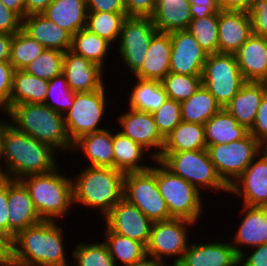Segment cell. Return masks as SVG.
<instances>
[{
	"mask_svg": "<svg viewBox=\"0 0 267 266\" xmlns=\"http://www.w3.org/2000/svg\"><path fill=\"white\" fill-rule=\"evenodd\" d=\"M57 155L50 145L10 124L3 139L0 177L21 180L25 176L47 173L59 165Z\"/></svg>",
	"mask_w": 267,
	"mask_h": 266,
	"instance_id": "cell-1",
	"label": "cell"
},
{
	"mask_svg": "<svg viewBox=\"0 0 267 266\" xmlns=\"http://www.w3.org/2000/svg\"><path fill=\"white\" fill-rule=\"evenodd\" d=\"M60 224L42 220L19 231L13 238L14 259L21 266H69L65 230Z\"/></svg>",
	"mask_w": 267,
	"mask_h": 266,
	"instance_id": "cell-2",
	"label": "cell"
},
{
	"mask_svg": "<svg viewBox=\"0 0 267 266\" xmlns=\"http://www.w3.org/2000/svg\"><path fill=\"white\" fill-rule=\"evenodd\" d=\"M86 167L72 176L73 203L101 212L104 217L123 198V171L110 167Z\"/></svg>",
	"mask_w": 267,
	"mask_h": 266,
	"instance_id": "cell-3",
	"label": "cell"
},
{
	"mask_svg": "<svg viewBox=\"0 0 267 266\" xmlns=\"http://www.w3.org/2000/svg\"><path fill=\"white\" fill-rule=\"evenodd\" d=\"M18 131L25 133L53 149L71 151L73 143L68 137L64 115L44 103H23L2 111Z\"/></svg>",
	"mask_w": 267,
	"mask_h": 266,
	"instance_id": "cell-4",
	"label": "cell"
},
{
	"mask_svg": "<svg viewBox=\"0 0 267 266\" xmlns=\"http://www.w3.org/2000/svg\"><path fill=\"white\" fill-rule=\"evenodd\" d=\"M58 165L47 173L29 175L20 181L30 193L35 210L42 220L59 221L68 216L73 203L72 176L63 174ZM71 178V179H70Z\"/></svg>",
	"mask_w": 267,
	"mask_h": 266,
	"instance_id": "cell-5",
	"label": "cell"
},
{
	"mask_svg": "<svg viewBox=\"0 0 267 266\" xmlns=\"http://www.w3.org/2000/svg\"><path fill=\"white\" fill-rule=\"evenodd\" d=\"M159 160L173 174L192 184L200 193L209 190L229 193V187L218 175L207 149L161 152ZM202 190V191H201Z\"/></svg>",
	"mask_w": 267,
	"mask_h": 266,
	"instance_id": "cell-6",
	"label": "cell"
},
{
	"mask_svg": "<svg viewBox=\"0 0 267 266\" xmlns=\"http://www.w3.org/2000/svg\"><path fill=\"white\" fill-rule=\"evenodd\" d=\"M156 181L159 192L166 201L171 218H182L198 223L204 215L203 194L180 176L173 174L159 160ZM204 202V203H203Z\"/></svg>",
	"mask_w": 267,
	"mask_h": 266,
	"instance_id": "cell-7",
	"label": "cell"
},
{
	"mask_svg": "<svg viewBox=\"0 0 267 266\" xmlns=\"http://www.w3.org/2000/svg\"><path fill=\"white\" fill-rule=\"evenodd\" d=\"M106 84L99 90L75 93L74 104L64 114L68 137L73 143L81 136L106 129L101 125L107 109ZM102 126V127H101Z\"/></svg>",
	"mask_w": 267,
	"mask_h": 266,
	"instance_id": "cell-8",
	"label": "cell"
},
{
	"mask_svg": "<svg viewBox=\"0 0 267 266\" xmlns=\"http://www.w3.org/2000/svg\"><path fill=\"white\" fill-rule=\"evenodd\" d=\"M246 83L235 54L213 53L207 55L202 72V85L224 108Z\"/></svg>",
	"mask_w": 267,
	"mask_h": 266,
	"instance_id": "cell-9",
	"label": "cell"
},
{
	"mask_svg": "<svg viewBox=\"0 0 267 266\" xmlns=\"http://www.w3.org/2000/svg\"><path fill=\"white\" fill-rule=\"evenodd\" d=\"M123 198L139 208L152 222L171 219L156 181V164L145 171L124 175Z\"/></svg>",
	"mask_w": 267,
	"mask_h": 266,
	"instance_id": "cell-10",
	"label": "cell"
},
{
	"mask_svg": "<svg viewBox=\"0 0 267 266\" xmlns=\"http://www.w3.org/2000/svg\"><path fill=\"white\" fill-rule=\"evenodd\" d=\"M264 147L248 133L244 138L230 144H216L207 147L211 162L223 180L230 187L252 163Z\"/></svg>",
	"mask_w": 267,
	"mask_h": 266,
	"instance_id": "cell-11",
	"label": "cell"
},
{
	"mask_svg": "<svg viewBox=\"0 0 267 266\" xmlns=\"http://www.w3.org/2000/svg\"><path fill=\"white\" fill-rule=\"evenodd\" d=\"M196 224L182 218L153 222L146 254L166 263H178L191 242L189 229Z\"/></svg>",
	"mask_w": 267,
	"mask_h": 266,
	"instance_id": "cell-12",
	"label": "cell"
},
{
	"mask_svg": "<svg viewBox=\"0 0 267 266\" xmlns=\"http://www.w3.org/2000/svg\"><path fill=\"white\" fill-rule=\"evenodd\" d=\"M156 32L151 17L127 16L124 20L116 51L131 77L143 65L150 40Z\"/></svg>",
	"mask_w": 267,
	"mask_h": 266,
	"instance_id": "cell-13",
	"label": "cell"
},
{
	"mask_svg": "<svg viewBox=\"0 0 267 266\" xmlns=\"http://www.w3.org/2000/svg\"><path fill=\"white\" fill-rule=\"evenodd\" d=\"M117 116L119 132L140 144L144 149L150 150L149 160L155 161L160 157L165 139L159 133L153 114L126 108ZM121 128V130H120Z\"/></svg>",
	"mask_w": 267,
	"mask_h": 266,
	"instance_id": "cell-14",
	"label": "cell"
},
{
	"mask_svg": "<svg viewBox=\"0 0 267 266\" xmlns=\"http://www.w3.org/2000/svg\"><path fill=\"white\" fill-rule=\"evenodd\" d=\"M102 219L104 227L110 231L148 245L153 222L125 198L116 203Z\"/></svg>",
	"mask_w": 267,
	"mask_h": 266,
	"instance_id": "cell-15",
	"label": "cell"
},
{
	"mask_svg": "<svg viewBox=\"0 0 267 266\" xmlns=\"http://www.w3.org/2000/svg\"><path fill=\"white\" fill-rule=\"evenodd\" d=\"M229 194L247 206L267 207V148L254 158L242 175L229 187ZM239 197V198H238Z\"/></svg>",
	"mask_w": 267,
	"mask_h": 266,
	"instance_id": "cell-16",
	"label": "cell"
},
{
	"mask_svg": "<svg viewBox=\"0 0 267 266\" xmlns=\"http://www.w3.org/2000/svg\"><path fill=\"white\" fill-rule=\"evenodd\" d=\"M172 42L170 72L202 75L207 53L188 30L170 32Z\"/></svg>",
	"mask_w": 267,
	"mask_h": 266,
	"instance_id": "cell-17",
	"label": "cell"
},
{
	"mask_svg": "<svg viewBox=\"0 0 267 266\" xmlns=\"http://www.w3.org/2000/svg\"><path fill=\"white\" fill-rule=\"evenodd\" d=\"M241 209L239 212L243 218L234 230L235 234L230 241L238 256L247 252L245 250L247 248L250 249L267 243V207L242 204Z\"/></svg>",
	"mask_w": 267,
	"mask_h": 266,
	"instance_id": "cell-18",
	"label": "cell"
},
{
	"mask_svg": "<svg viewBox=\"0 0 267 266\" xmlns=\"http://www.w3.org/2000/svg\"><path fill=\"white\" fill-rule=\"evenodd\" d=\"M104 72L98 64L75 54L71 50L64 53L63 74L68 86L75 93L101 89L106 83V79L103 81Z\"/></svg>",
	"mask_w": 267,
	"mask_h": 266,
	"instance_id": "cell-19",
	"label": "cell"
},
{
	"mask_svg": "<svg viewBox=\"0 0 267 266\" xmlns=\"http://www.w3.org/2000/svg\"><path fill=\"white\" fill-rule=\"evenodd\" d=\"M190 242L178 262L181 266H239V256L231 242Z\"/></svg>",
	"mask_w": 267,
	"mask_h": 266,
	"instance_id": "cell-20",
	"label": "cell"
},
{
	"mask_svg": "<svg viewBox=\"0 0 267 266\" xmlns=\"http://www.w3.org/2000/svg\"><path fill=\"white\" fill-rule=\"evenodd\" d=\"M8 224L13 238L21 230L42 221L30 193L20 180L8 178Z\"/></svg>",
	"mask_w": 267,
	"mask_h": 266,
	"instance_id": "cell-21",
	"label": "cell"
},
{
	"mask_svg": "<svg viewBox=\"0 0 267 266\" xmlns=\"http://www.w3.org/2000/svg\"><path fill=\"white\" fill-rule=\"evenodd\" d=\"M252 35L250 17L244 11L218 12V52L235 54Z\"/></svg>",
	"mask_w": 267,
	"mask_h": 266,
	"instance_id": "cell-22",
	"label": "cell"
},
{
	"mask_svg": "<svg viewBox=\"0 0 267 266\" xmlns=\"http://www.w3.org/2000/svg\"><path fill=\"white\" fill-rule=\"evenodd\" d=\"M246 82L267 83V38L252 34L235 53Z\"/></svg>",
	"mask_w": 267,
	"mask_h": 266,
	"instance_id": "cell-23",
	"label": "cell"
},
{
	"mask_svg": "<svg viewBox=\"0 0 267 266\" xmlns=\"http://www.w3.org/2000/svg\"><path fill=\"white\" fill-rule=\"evenodd\" d=\"M22 30L45 49L65 53L71 49L72 35L42 14H30L22 19Z\"/></svg>",
	"mask_w": 267,
	"mask_h": 266,
	"instance_id": "cell-24",
	"label": "cell"
},
{
	"mask_svg": "<svg viewBox=\"0 0 267 266\" xmlns=\"http://www.w3.org/2000/svg\"><path fill=\"white\" fill-rule=\"evenodd\" d=\"M171 50L170 33L157 31L150 40L143 65L133 77L161 81L170 72Z\"/></svg>",
	"mask_w": 267,
	"mask_h": 266,
	"instance_id": "cell-25",
	"label": "cell"
},
{
	"mask_svg": "<svg viewBox=\"0 0 267 266\" xmlns=\"http://www.w3.org/2000/svg\"><path fill=\"white\" fill-rule=\"evenodd\" d=\"M71 151L86 157L87 166L114 168L113 131L108 128L81 136L73 142Z\"/></svg>",
	"mask_w": 267,
	"mask_h": 266,
	"instance_id": "cell-26",
	"label": "cell"
},
{
	"mask_svg": "<svg viewBox=\"0 0 267 266\" xmlns=\"http://www.w3.org/2000/svg\"><path fill=\"white\" fill-rule=\"evenodd\" d=\"M266 93L267 83L246 82L224 108L239 124L250 130Z\"/></svg>",
	"mask_w": 267,
	"mask_h": 266,
	"instance_id": "cell-27",
	"label": "cell"
},
{
	"mask_svg": "<svg viewBox=\"0 0 267 266\" xmlns=\"http://www.w3.org/2000/svg\"><path fill=\"white\" fill-rule=\"evenodd\" d=\"M86 0H53L41 13L72 36L86 28Z\"/></svg>",
	"mask_w": 267,
	"mask_h": 266,
	"instance_id": "cell-28",
	"label": "cell"
},
{
	"mask_svg": "<svg viewBox=\"0 0 267 266\" xmlns=\"http://www.w3.org/2000/svg\"><path fill=\"white\" fill-rule=\"evenodd\" d=\"M157 31L170 33L187 30L192 18L189 0H156L151 16Z\"/></svg>",
	"mask_w": 267,
	"mask_h": 266,
	"instance_id": "cell-29",
	"label": "cell"
},
{
	"mask_svg": "<svg viewBox=\"0 0 267 266\" xmlns=\"http://www.w3.org/2000/svg\"><path fill=\"white\" fill-rule=\"evenodd\" d=\"M204 132L208 147L216 144L228 145L232 141L244 138L249 130L239 124L225 108H221L204 124Z\"/></svg>",
	"mask_w": 267,
	"mask_h": 266,
	"instance_id": "cell-30",
	"label": "cell"
},
{
	"mask_svg": "<svg viewBox=\"0 0 267 266\" xmlns=\"http://www.w3.org/2000/svg\"><path fill=\"white\" fill-rule=\"evenodd\" d=\"M113 149L115 169L127 173L145 171L151 168L149 162L148 165L143 164L144 159L148 156V151L119 131L113 133Z\"/></svg>",
	"mask_w": 267,
	"mask_h": 266,
	"instance_id": "cell-31",
	"label": "cell"
},
{
	"mask_svg": "<svg viewBox=\"0 0 267 266\" xmlns=\"http://www.w3.org/2000/svg\"><path fill=\"white\" fill-rule=\"evenodd\" d=\"M48 91V80L15 70L8 110L17 104L44 103Z\"/></svg>",
	"mask_w": 267,
	"mask_h": 266,
	"instance_id": "cell-32",
	"label": "cell"
},
{
	"mask_svg": "<svg viewBox=\"0 0 267 266\" xmlns=\"http://www.w3.org/2000/svg\"><path fill=\"white\" fill-rule=\"evenodd\" d=\"M132 89L129 90L130 95L129 108L154 113L168 98L161 81L145 80L134 77Z\"/></svg>",
	"mask_w": 267,
	"mask_h": 266,
	"instance_id": "cell-33",
	"label": "cell"
},
{
	"mask_svg": "<svg viewBox=\"0 0 267 266\" xmlns=\"http://www.w3.org/2000/svg\"><path fill=\"white\" fill-rule=\"evenodd\" d=\"M207 149L204 125L182 121L165 139L162 152Z\"/></svg>",
	"mask_w": 267,
	"mask_h": 266,
	"instance_id": "cell-34",
	"label": "cell"
},
{
	"mask_svg": "<svg viewBox=\"0 0 267 266\" xmlns=\"http://www.w3.org/2000/svg\"><path fill=\"white\" fill-rule=\"evenodd\" d=\"M112 43L97 34L90 32L87 28L79 30L72 36L71 51L80 55L104 69L107 56L111 55ZM112 48H111V47Z\"/></svg>",
	"mask_w": 267,
	"mask_h": 266,
	"instance_id": "cell-35",
	"label": "cell"
},
{
	"mask_svg": "<svg viewBox=\"0 0 267 266\" xmlns=\"http://www.w3.org/2000/svg\"><path fill=\"white\" fill-rule=\"evenodd\" d=\"M180 104L182 121L202 125L222 108L203 85L189 99Z\"/></svg>",
	"mask_w": 267,
	"mask_h": 266,
	"instance_id": "cell-36",
	"label": "cell"
},
{
	"mask_svg": "<svg viewBox=\"0 0 267 266\" xmlns=\"http://www.w3.org/2000/svg\"><path fill=\"white\" fill-rule=\"evenodd\" d=\"M104 242L116 266H127L139 260L146 254V246L129 237L114 233L104 228ZM121 264V265H118Z\"/></svg>",
	"mask_w": 267,
	"mask_h": 266,
	"instance_id": "cell-37",
	"label": "cell"
},
{
	"mask_svg": "<svg viewBox=\"0 0 267 266\" xmlns=\"http://www.w3.org/2000/svg\"><path fill=\"white\" fill-rule=\"evenodd\" d=\"M126 12H88L86 28L117 46Z\"/></svg>",
	"mask_w": 267,
	"mask_h": 266,
	"instance_id": "cell-38",
	"label": "cell"
},
{
	"mask_svg": "<svg viewBox=\"0 0 267 266\" xmlns=\"http://www.w3.org/2000/svg\"><path fill=\"white\" fill-rule=\"evenodd\" d=\"M71 253V266H116L103 240L89 243L80 241Z\"/></svg>",
	"mask_w": 267,
	"mask_h": 266,
	"instance_id": "cell-39",
	"label": "cell"
},
{
	"mask_svg": "<svg viewBox=\"0 0 267 266\" xmlns=\"http://www.w3.org/2000/svg\"><path fill=\"white\" fill-rule=\"evenodd\" d=\"M44 49L43 45L21 29L12 35L9 62L15 70H24Z\"/></svg>",
	"mask_w": 267,
	"mask_h": 266,
	"instance_id": "cell-40",
	"label": "cell"
},
{
	"mask_svg": "<svg viewBox=\"0 0 267 266\" xmlns=\"http://www.w3.org/2000/svg\"><path fill=\"white\" fill-rule=\"evenodd\" d=\"M187 30L208 55L218 53V13L192 19Z\"/></svg>",
	"mask_w": 267,
	"mask_h": 266,
	"instance_id": "cell-41",
	"label": "cell"
},
{
	"mask_svg": "<svg viewBox=\"0 0 267 266\" xmlns=\"http://www.w3.org/2000/svg\"><path fill=\"white\" fill-rule=\"evenodd\" d=\"M161 84L168 98L178 102L189 99L202 85V75H184L169 72Z\"/></svg>",
	"mask_w": 267,
	"mask_h": 266,
	"instance_id": "cell-42",
	"label": "cell"
},
{
	"mask_svg": "<svg viewBox=\"0 0 267 266\" xmlns=\"http://www.w3.org/2000/svg\"><path fill=\"white\" fill-rule=\"evenodd\" d=\"M75 92L68 86L63 73L48 81V91L44 104L60 114H65L74 104Z\"/></svg>",
	"mask_w": 267,
	"mask_h": 266,
	"instance_id": "cell-43",
	"label": "cell"
},
{
	"mask_svg": "<svg viewBox=\"0 0 267 266\" xmlns=\"http://www.w3.org/2000/svg\"><path fill=\"white\" fill-rule=\"evenodd\" d=\"M64 53L55 49H44L40 56L24 70L31 75L45 80L63 73Z\"/></svg>",
	"mask_w": 267,
	"mask_h": 266,
	"instance_id": "cell-44",
	"label": "cell"
},
{
	"mask_svg": "<svg viewBox=\"0 0 267 266\" xmlns=\"http://www.w3.org/2000/svg\"><path fill=\"white\" fill-rule=\"evenodd\" d=\"M152 114L157 129L164 139L182 122L181 104L170 98H167Z\"/></svg>",
	"mask_w": 267,
	"mask_h": 266,
	"instance_id": "cell-45",
	"label": "cell"
},
{
	"mask_svg": "<svg viewBox=\"0 0 267 266\" xmlns=\"http://www.w3.org/2000/svg\"><path fill=\"white\" fill-rule=\"evenodd\" d=\"M252 34L267 38V0H250L246 10Z\"/></svg>",
	"mask_w": 267,
	"mask_h": 266,
	"instance_id": "cell-46",
	"label": "cell"
},
{
	"mask_svg": "<svg viewBox=\"0 0 267 266\" xmlns=\"http://www.w3.org/2000/svg\"><path fill=\"white\" fill-rule=\"evenodd\" d=\"M14 71L9 61H0V109L5 112L10 102Z\"/></svg>",
	"mask_w": 267,
	"mask_h": 266,
	"instance_id": "cell-47",
	"label": "cell"
},
{
	"mask_svg": "<svg viewBox=\"0 0 267 266\" xmlns=\"http://www.w3.org/2000/svg\"><path fill=\"white\" fill-rule=\"evenodd\" d=\"M249 133L263 146L267 148V93L264 95L258 108L254 125Z\"/></svg>",
	"mask_w": 267,
	"mask_h": 266,
	"instance_id": "cell-48",
	"label": "cell"
},
{
	"mask_svg": "<svg viewBox=\"0 0 267 266\" xmlns=\"http://www.w3.org/2000/svg\"><path fill=\"white\" fill-rule=\"evenodd\" d=\"M22 29V18L0 2V33L14 35Z\"/></svg>",
	"mask_w": 267,
	"mask_h": 266,
	"instance_id": "cell-49",
	"label": "cell"
},
{
	"mask_svg": "<svg viewBox=\"0 0 267 266\" xmlns=\"http://www.w3.org/2000/svg\"><path fill=\"white\" fill-rule=\"evenodd\" d=\"M127 16L151 17L156 9V0H123Z\"/></svg>",
	"mask_w": 267,
	"mask_h": 266,
	"instance_id": "cell-50",
	"label": "cell"
},
{
	"mask_svg": "<svg viewBox=\"0 0 267 266\" xmlns=\"http://www.w3.org/2000/svg\"><path fill=\"white\" fill-rule=\"evenodd\" d=\"M248 251L239 255V266H267V243L250 248Z\"/></svg>",
	"mask_w": 267,
	"mask_h": 266,
	"instance_id": "cell-51",
	"label": "cell"
},
{
	"mask_svg": "<svg viewBox=\"0 0 267 266\" xmlns=\"http://www.w3.org/2000/svg\"><path fill=\"white\" fill-rule=\"evenodd\" d=\"M193 19L204 18L221 11L219 0H189Z\"/></svg>",
	"mask_w": 267,
	"mask_h": 266,
	"instance_id": "cell-52",
	"label": "cell"
},
{
	"mask_svg": "<svg viewBox=\"0 0 267 266\" xmlns=\"http://www.w3.org/2000/svg\"><path fill=\"white\" fill-rule=\"evenodd\" d=\"M88 12H126L123 0H86Z\"/></svg>",
	"mask_w": 267,
	"mask_h": 266,
	"instance_id": "cell-53",
	"label": "cell"
},
{
	"mask_svg": "<svg viewBox=\"0 0 267 266\" xmlns=\"http://www.w3.org/2000/svg\"><path fill=\"white\" fill-rule=\"evenodd\" d=\"M8 178L0 177V230L9 234Z\"/></svg>",
	"mask_w": 267,
	"mask_h": 266,
	"instance_id": "cell-54",
	"label": "cell"
},
{
	"mask_svg": "<svg viewBox=\"0 0 267 266\" xmlns=\"http://www.w3.org/2000/svg\"><path fill=\"white\" fill-rule=\"evenodd\" d=\"M14 258L13 237L0 230V263Z\"/></svg>",
	"mask_w": 267,
	"mask_h": 266,
	"instance_id": "cell-55",
	"label": "cell"
},
{
	"mask_svg": "<svg viewBox=\"0 0 267 266\" xmlns=\"http://www.w3.org/2000/svg\"><path fill=\"white\" fill-rule=\"evenodd\" d=\"M53 0H25V17L30 14H41Z\"/></svg>",
	"mask_w": 267,
	"mask_h": 266,
	"instance_id": "cell-56",
	"label": "cell"
},
{
	"mask_svg": "<svg viewBox=\"0 0 267 266\" xmlns=\"http://www.w3.org/2000/svg\"><path fill=\"white\" fill-rule=\"evenodd\" d=\"M250 0H219L221 10L246 12Z\"/></svg>",
	"mask_w": 267,
	"mask_h": 266,
	"instance_id": "cell-57",
	"label": "cell"
},
{
	"mask_svg": "<svg viewBox=\"0 0 267 266\" xmlns=\"http://www.w3.org/2000/svg\"><path fill=\"white\" fill-rule=\"evenodd\" d=\"M12 35L0 33V61H9Z\"/></svg>",
	"mask_w": 267,
	"mask_h": 266,
	"instance_id": "cell-58",
	"label": "cell"
},
{
	"mask_svg": "<svg viewBox=\"0 0 267 266\" xmlns=\"http://www.w3.org/2000/svg\"><path fill=\"white\" fill-rule=\"evenodd\" d=\"M166 264L167 263L162 260L156 259L151 255L145 254L142 258L136 260L135 262L127 266H166Z\"/></svg>",
	"mask_w": 267,
	"mask_h": 266,
	"instance_id": "cell-59",
	"label": "cell"
},
{
	"mask_svg": "<svg viewBox=\"0 0 267 266\" xmlns=\"http://www.w3.org/2000/svg\"><path fill=\"white\" fill-rule=\"evenodd\" d=\"M0 2L16 12L22 19L25 17V0H0Z\"/></svg>",
	"mask_w": 267,
	"mask_h": 266,
	"instance_id": "cell-60",
	"label": "cell"
},
{
	"mask_svg": "<svg viewBox=\"0 0 267 266\" xmlns=\"http://www.w3.org/2000/svg\"><path fill=\"white\" fill-rule=\"evenodd\" d=\"M10 124H11L10 120L8 122L5 119H3V117L2 119L0 118V163H1V156H2V151H3V139H4L5 131H6V128Z\"/></svg>",
	"mask_w": 267,
	"mask_h": 266,
	"instance_id": "cell-61",
	"label": "cell"
},
{
	"mask_svg": "<svg viewBox=\"0 0 267 266\" xmlns=\"http://www.w3.org/2000/svg\"><path fill=\"white\" fill-rule=\"evenodd\" d=\"M0 266H21L14 258L10 261L0 263Z\"/></svg>",
	"mask_w": 267,
	"mask_h": 266,
	"instance_id": "cell-62",
	"label": "cell"
},
{
	"mask_svg": "<svg viewBox=\"0 0 267 266\" xmlns=\"http://www.w3.org/2000/svg\"><path fill=\"white\" fill-rule=\"evenodd\" d=\"M166 266H181L179 263H167Z\"/></svg>",
	"mask_w": 267,
	"mask_h": 266,
	"instance_id": "cell-63",
	"label": "cell"
}]
</instances>
